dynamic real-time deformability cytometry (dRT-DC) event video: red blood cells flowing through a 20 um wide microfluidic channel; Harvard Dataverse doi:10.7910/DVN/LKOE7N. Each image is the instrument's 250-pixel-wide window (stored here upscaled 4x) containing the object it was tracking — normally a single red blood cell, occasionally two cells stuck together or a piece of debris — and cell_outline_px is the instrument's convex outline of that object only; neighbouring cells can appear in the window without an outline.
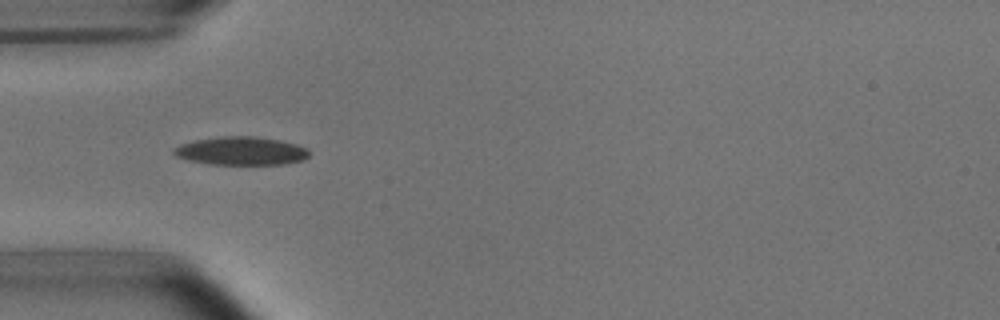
{"species": "common noctule bat (a hibernating species)", "species_latin": "Nyctalus noctula", "temperature_condition": "room temperature", "stored_images_in_passage": 6, "camera_frame_rate_fps": 3000, "um_per_image_px": 0.085, "animal": {"sex": "male", "body_mass_g": 15.6}, "frame": {"image": 1, "passage_image": 3, "time_ms": 0.667, "image_size_px": [1000, 320], "cell_outline_px": [[308, 156], [304, 160], [288, 164], [212, 164], [188, 160], [176, 156], [172, 152], [172, 148], [180, 144], [196, 140], [224, 136], [256, 136], [280, 140], [296, 144], [304, 148], [308, 152]], "centroid_in_image_um": [20.48, 12.83], "position_along_channel_um": 64.5, "area_um2": 22.25}}